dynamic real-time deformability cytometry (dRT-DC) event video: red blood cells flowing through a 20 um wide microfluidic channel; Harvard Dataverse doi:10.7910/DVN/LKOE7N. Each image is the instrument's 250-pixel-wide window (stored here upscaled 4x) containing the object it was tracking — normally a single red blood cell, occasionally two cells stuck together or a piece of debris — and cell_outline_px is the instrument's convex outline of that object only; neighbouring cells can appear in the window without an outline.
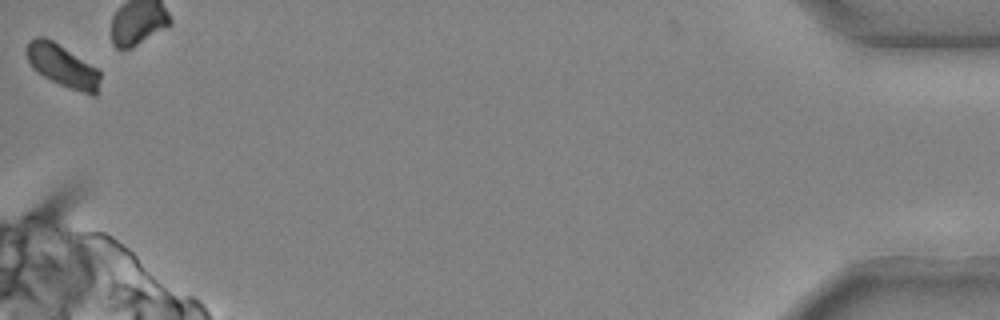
{"species": "common noctule bat (a hibernating species)", "species_latin": "Nyctalus noctula", "temperature_condition": "cold", "stored_images_in_passage": 42, "camera_frame_rate_fps": 3000, "um_per_image_px": 0.085, "animal": {"sex": "male", "body_mass_g": 20.4}, "frame": {"image": 1, "passage_image": 42, "time_ms": 13.667, "image_size_px": [1000, 320], "cell_outline_px": [[100, 80], [96, 96], [92, 96], [68, 88], [44, 76], [32, 68], [24, 52], [28, 40], [36, 36], [44, 36], [52, 40], [96, 68], [100, 72]], "centroid_in_image_um": [5.28, 5.59], "position_along_channel_um": 429.9, "area_um2": 18.21}}